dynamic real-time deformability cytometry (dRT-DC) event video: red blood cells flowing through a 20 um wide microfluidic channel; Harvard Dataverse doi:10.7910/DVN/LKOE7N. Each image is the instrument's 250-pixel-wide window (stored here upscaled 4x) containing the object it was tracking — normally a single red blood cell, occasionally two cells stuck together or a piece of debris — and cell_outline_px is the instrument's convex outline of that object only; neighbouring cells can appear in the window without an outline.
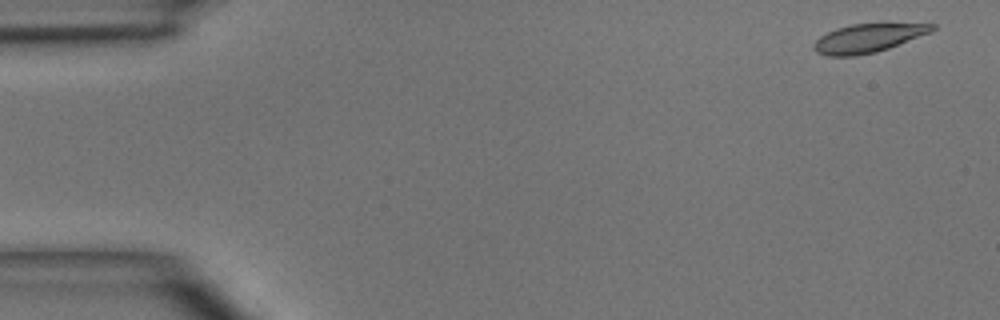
{"species": "common noctule bat (a hibernating species)", "species_latin": "Nyctalus noctula", "temperature_condition": "room temperature", "stored_images_in_passage": 4, "camera_frame_rate_fps": 3000, "um_per_image_px": 0.085, "animal": {"sex": "male", "body_mass_g": 15.6}, "frame": {"image": 1, "passage_image": 1, "time_ms": 0.0, "image_size_px": [1000, 320], "cell_outline_px": [[936, 28], [932, 32], [888, 48], [876, 52], [856, 56], [828, 56], [816, 52], [812, 48], [812, 44], [820, 36], [836, 28], [852, 24], [936, 24]], "centroid_in_image_um": [73.75, 3.25], "position_along_channel_um": 11.3, "area_um2": 19.59}}
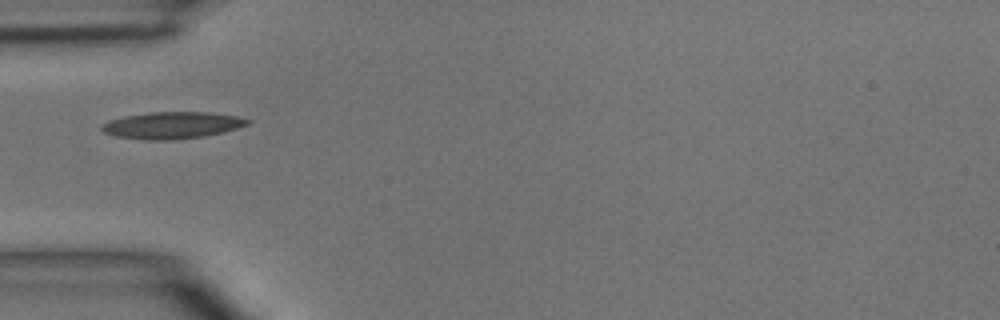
{"frame": {"image": 2, "passage_image": 4, "time_ms": 4.333, "image_size_px": [1000, 320], "cell_outline_px": [[252, 120], [248, 124], [224, 132], [204, 136], [176, 140], [144, 140], [116, 136], [104, 132], [100, 128], [100, 124], [108, 120], [124, 116], [152, 112], [208, 112], [236, 116]], "centroid_in_image_um": [14.6, 10.65], "position_along_channel_um": 70.4, "area_um2": 22.89}}